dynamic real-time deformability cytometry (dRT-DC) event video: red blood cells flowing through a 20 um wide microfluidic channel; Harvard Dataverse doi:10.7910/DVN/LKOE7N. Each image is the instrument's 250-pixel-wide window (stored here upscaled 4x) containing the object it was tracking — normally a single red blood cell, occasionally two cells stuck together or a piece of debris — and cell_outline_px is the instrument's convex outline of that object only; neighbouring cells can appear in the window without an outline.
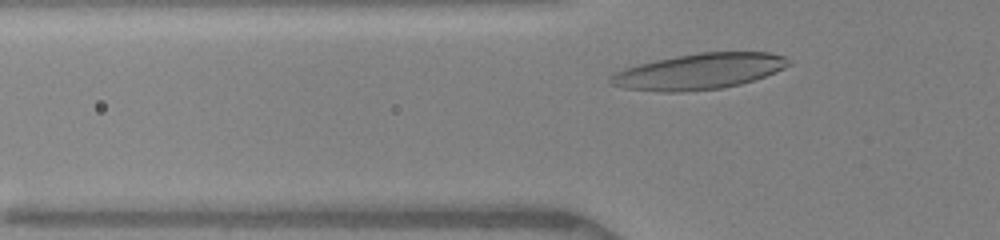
{"species": "human", "species_latin": "Homo sapiens", "temperature_condition": "warm", "stored_images_in_passage": 53, "camera_frame_rate_fps": 3000, "um_per_image_px": 0.085, "donor": {"sex": "female"}, "frame": {"image": 1, "passage_image": 6, "time_ms": 1.333, "image_size_px": [1000, 240], "cell_outline_px": [[792, 64], [784, 68], [764, 76], [740, 84], [720, 88], [680, 92], [660, 92], [624, 88], [608, 84], [608, 76], [624, 68], [656, 60], [676, 56], [700, 52], [768, 52], [784, 56]], "centroid_in_image_um": [59.38, 6.07], "position_along_channel_um": 66.4, "area_um2": 37.05}}
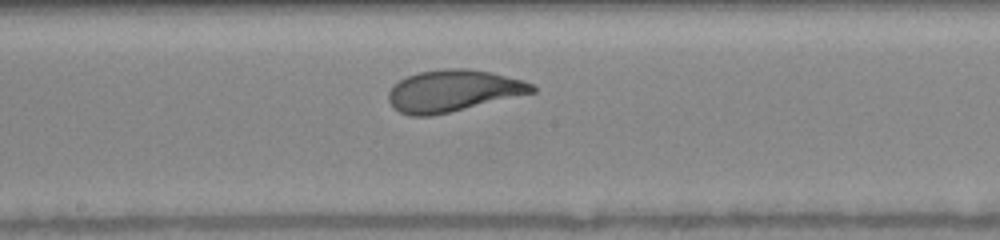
{"frame": {"image": 2, "passage_image": 28, "time_ms": 5.0, "image_size_px": [1000, 240], "cell_outline_px": [[536, 92], [432, 116], [412, 116], [400, 112], [392, 108], [388, 100], [388, 92], [400, 80], [408, 76], [420, 72], [444, 68], [464, 68], [488, 72], [524, 80], [532, 84], [536, 88]], "centroid_in_image_um": [38.5, 7.72], "position_along_channel_um": 209.7, "area_um2": 34.68}}
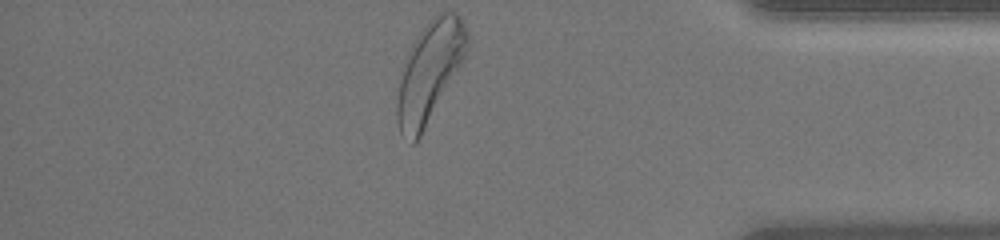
{"frame": {"image": 3, "passage_image": 53, "time_ms": 10.333, "image_size_px": [1000, 240], "cell_outline_px": [[468, 48], [460, 64], [420, 136], [412, 144], [400, 132], [396, 120], [396, 104], [400, 80], [408, 52], [416, 36], [428, 20], [436, 12], [456, 12], [460, 16], [468, 36]], "centroid_in_image_um": [36.49, 6.06], "position_along_channel_um": 398.7, "area_um2": 39.82}, "authors_computed_cell_mechanics": {"area_um2": 34.7956, "velocity_mm_per_s": 3.9766, "shape_relaxation_time_tau1_ms": 2.2646, "shape_relaxation_time_tau2_ms": null, "deformation_change_tau1": 0.1599, "deformation_change_tau2": null}}